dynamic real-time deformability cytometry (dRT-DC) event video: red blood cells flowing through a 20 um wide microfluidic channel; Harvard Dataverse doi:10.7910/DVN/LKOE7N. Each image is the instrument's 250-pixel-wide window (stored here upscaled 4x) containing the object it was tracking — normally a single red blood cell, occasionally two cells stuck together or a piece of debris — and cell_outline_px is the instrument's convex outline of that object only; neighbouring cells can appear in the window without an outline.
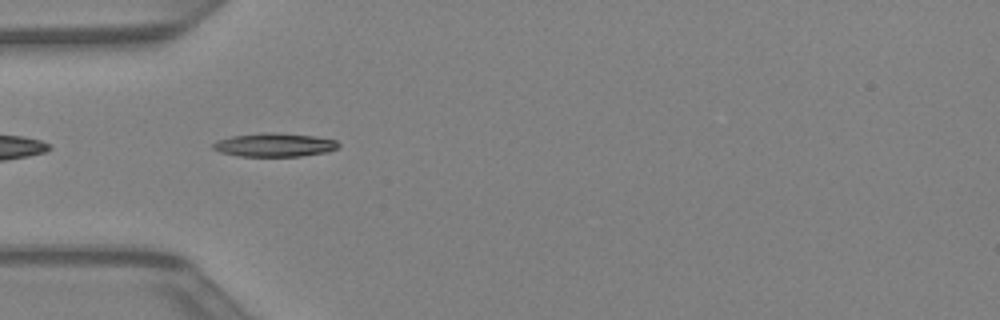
{"species": "Egyptian fruit bat (a non-hibernating species)", "species_latin": "Rousettus aegyptiacus", "temperature_condition": "warm", "stored_images_in_passage": 31, "camera_frame_rate_fps": 3000, "um_per_image_px": 0.085, "animal": {"sex": "female"}, "frame": {"image": 1, "passage_image": 2, "time_ms": 0.333, "image_size_px": [1000, 320], "cell_outline_px": [[340, 144], [336, 148], [328, 152], [300, 156], [240, 156], [220, 152], [212, 148], [212, 144], [216, 140], [232, 136], [268, 132], [276, 132], [316, 136], [336, 140]], "centroid_in_image_um": [23.33, 12.31], "position_along_channel_um": 61.7, "area_um2": 17.28}}
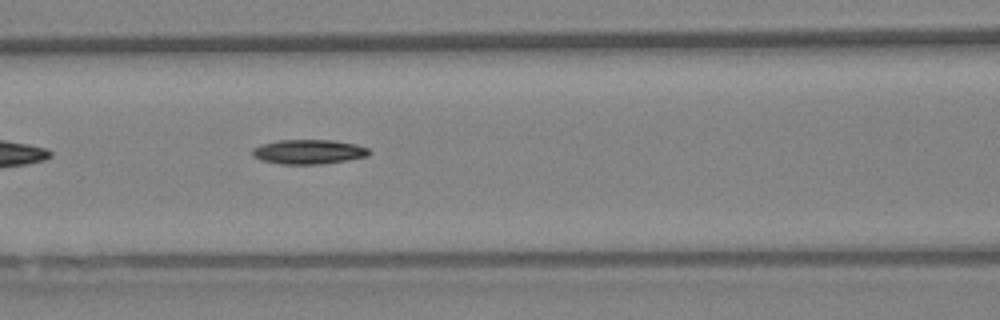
{"frame": {"image": 2, "passage_image": 7, "time_ms": 2.0, "image_size_px": [1000, 320], "cell_outline_px": [[372, 152], [368, 156], [320, 164], [280, 164], [260, 160], [252, 156], [252, 148], [260, 144], [280, 140], [332, 140], [356, 144], [368, 148]], "centroid_in_image_um": [26.2, 12.9], "position_along_channel_um": 140.4, "area_um2": 16.7}}
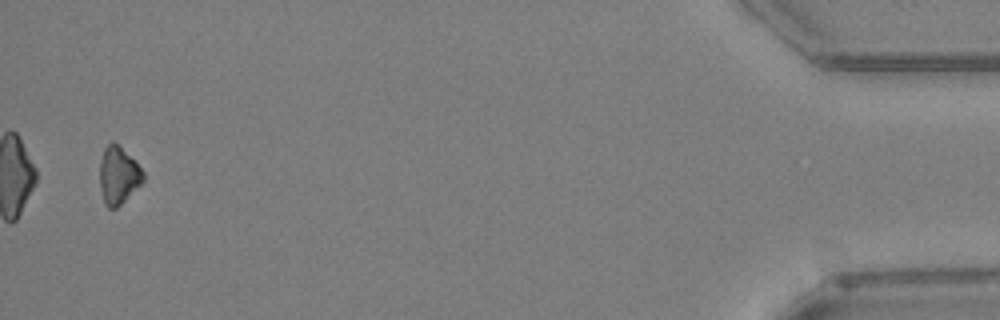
{"frame": {"image": 3, "passage_image": 30, "time_ms": 9.667, "image_size_px": [1000, 320], "cell_outline_px": [[144, 180], [116, 208], [108, 208], [104, 204], [100, 188], [100, 160], [104, 148], [112, 140], [144, 172]], "centroid_in_image_um": [10.02, 14.93], "position_along_channel_um": 425.2, "area_um2": 14.05}}